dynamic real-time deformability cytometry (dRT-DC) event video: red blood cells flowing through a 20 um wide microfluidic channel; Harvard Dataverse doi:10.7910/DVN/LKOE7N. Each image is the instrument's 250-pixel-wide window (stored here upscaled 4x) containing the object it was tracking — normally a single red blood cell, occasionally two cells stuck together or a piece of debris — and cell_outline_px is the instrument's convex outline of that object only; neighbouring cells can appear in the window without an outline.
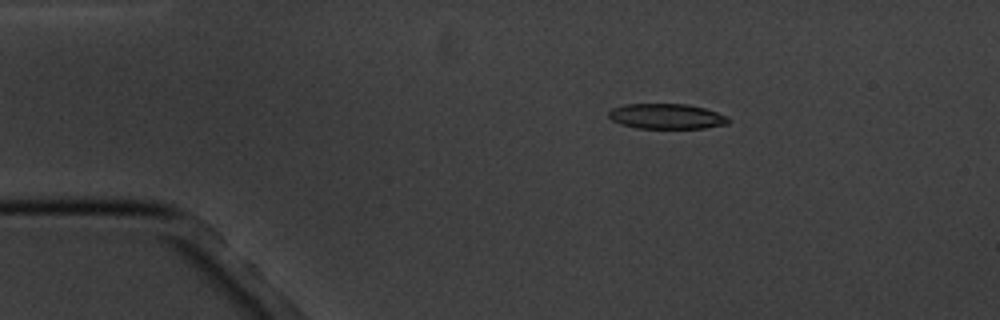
{"species": "common noctule bat (a hibernating species)", "species_latin": "Nyctalus noctula", "temperature_condition": "cold", "stored_images_in_passage": 3, "camera_frame_rate_fps": 3000, "um_per_image_px": 0.085, "animal": {"sex": "male", "body_mass_g": 20.1, "forearm_length_mm": 53.5}, "frame": {"image": 1, "passage_image": 1, "time_ms": 0.0, "image_size_px": [1000, 320], "cell_outline_px": [[732, 120], [728, 124], [704, 128], [636, 128], [620, 124], [612, 120], [608, 116], [608, 112], [612, 108], [624, 104], [688, 104], [704, 108], [728, 116]], "centroid_in_image_um": [56.67, 9.89], "position_along_channel_um": 28.3, "area_um2": 17.74}}